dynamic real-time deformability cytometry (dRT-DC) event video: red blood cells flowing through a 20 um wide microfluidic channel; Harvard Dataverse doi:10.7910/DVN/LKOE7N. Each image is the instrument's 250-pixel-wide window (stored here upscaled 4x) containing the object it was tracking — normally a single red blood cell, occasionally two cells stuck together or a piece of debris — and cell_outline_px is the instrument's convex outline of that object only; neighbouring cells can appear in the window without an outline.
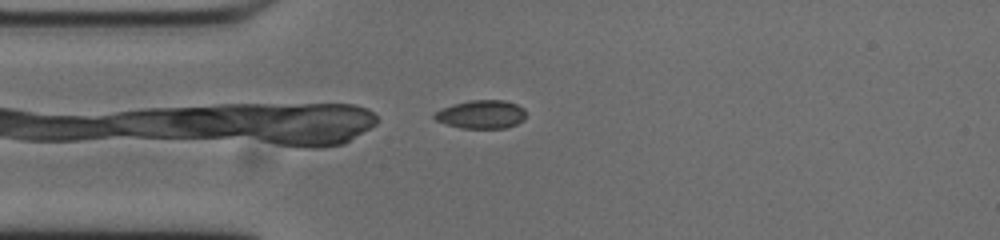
{"species": "common noctule bat (a hibernating species)", "species_latin": "Nyctalus noctula", "temperature_condition": "cold", "stored_images_in_passage": 42, "camera_frame_rate_fps": 3000, "um_per_image_px": 0.085, "animal": {"sex": "male", "body_mass_g": 20.0, "forearm_length_mm": 53.3}, "frame": {"image": 1, "passage_image": 1, "time_ms": 0.0, "image_size_px": [1000, 240], "cell_outline_px": [[524, 120], [516, 124], [504, 128], [460, 128], [436, 120], [432, 116], [436, 112], [452, 104], [468, 100], [504, 100], [516, 104], [524, 108]], "centroid_in_image_um": [40.92, 9.71], "position_along_channel_um": 44.1, "area_um2": 15.03}}
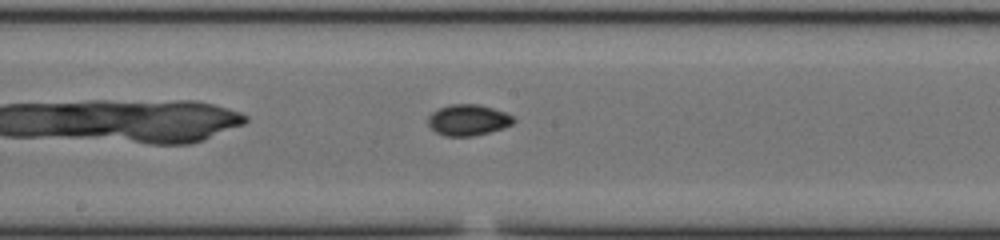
{"frame": {"image": 2, "passage_image": 15, "time_ms": 4.667, "image_size_px": [1000, 240], "cell_outline_px": [[516, 120], [512, 124], [504, 128], [472, 136], [444, 136], [436, 132], [428, 124], [428, 116], [432, 112], [440, 108], [452, 104], [480, 104], [504, 112], [512, 116]], "centroid_in_image_um": [39.79, 10.2], "position_along_channel_um": 208.4, "area_um2": 15.37}}
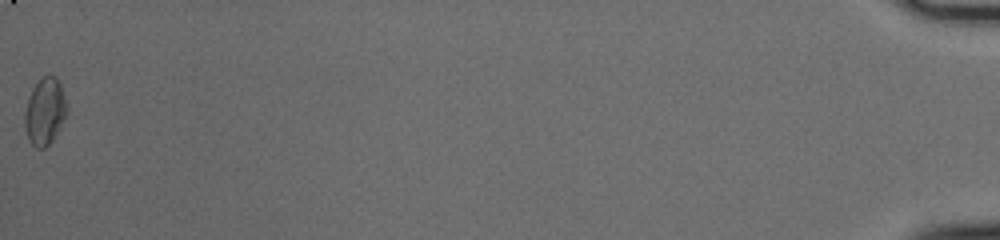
{"frame": {"image": 3, "passage_image": 42, "time_ms": 13.667, "image_size_px": [1000, 240], "cell_outline_px": [[68, 112], [52, 140], [44, 148], [36, 148], [28, 140], [24, 124], [24, 112], [32, 88], [44, 76], [56, 76], [60, 84], [64, 96]], "centroid_in_image_um": [3.8, 9.49], "position_along_channel_um": 431.4, "area_um2": 16.18}, "authors_computed_cell_mechanics": {"area_um2": 14.9413, "velocity_mm_per_s": 3.74, "shape_relaxation_time_tau1_ms": null, "shape_relaxation_time_tau2_ms": 2.0401, "deformation_change_tau1": null, "deformation_change_tau2": 0.0368}}